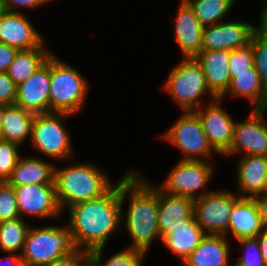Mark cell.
Returning a JSON list of instances; mask_svg holds the SVG:
<instances>
[{"label":"cell","mask_w":267,"mask_h":266,"mask_svg":"<svg viewBox=\"0 0 267 266\" xmlns=\"http://www.w3.org/2000/svg\"><path fill=\"white\" fill-rule=\"evenodd\" d=\"M209 164L201 160H180L160 189L166 193L189 197L193 200L206 195L211 191L200 190L207 185L213 174L214 170Z\"/></svg>","instance_id":"obj_10"},{"label":"cell","mask_w":267,"mask_h":266,"mask_svg":"<svg viewBox=\"0 0 267 266\" xmlns=\"http://www.w3.org/2000/svg\"><path fill=\"white\" fill-rule=\"evenodd\" d=\"M16 89V84L8 77V74L0 72V104H15Z\"/></svg>","instance_id":"obj_37"},{"label":"cell","mask_w":267,"mask_h":266,"mask_svg":"<svg viewBox=\"0 0 267 266\" xmlns=\"http://www.w3.org/2000/svg\"><path fill=\"white\" fill-rule=\"evenodd\" d=\"M195 59L201 65L208 89L217 98H220L227 91L231 82L230 51L201 50Z\"/></svg>","instance_id":"obj_18"},{"label":"cell","mask_w":267,"mask_h":266,"mask_svg":"<svg viewBox=\"0 0 267 266\" xmlns=\"http://www.w3.org/2000/svg\"><path fill=\"white\" fill-rule=\"evenodd\" d=\"M254 66L267 93V31L260 25L251 38Z\"/></svg>","instance_id":"obj_31"},{"label":"cell","mask_w":267,"mask_h":266,"mask_svg":"<svg viewBox=\"0 0 267 266\" xmlns=\"http://www.w3.org/2000/svg\"><path fill=\"white\" fill-rule=\"evenodd\" d=\"M264 193H267V177H266V185H265V188H264Z\"/></svg>","instance_id":"obj_45"},{"label":"cell","mask_w":267,"mask_h":266,"mask_svg":"<svg viewBox=\"0 0 267 266\" xmlns=\"http://www.w3.org/2000/svg\"><path fill=\"white\" fill-rule=\"evenodd\" d=\"M206 235L193 216L183 226L171 229V233L162 241L173 254L184 262Z\"/></svg>","instance_id":"obj_26"},{"label":"cell","mask_w":267,"mask_h":266,"mask_svg":"<svg viewBox=\"0 0 267 266\" xmlns=\"http://www.w3.org/2000/svg\"><path fill=\"white\" fill-rule=\"evenodd\" d=\"M89 262V252L77 248L75 251L54 260L47 266H86Z\"/></svg>","instance_id":"obj_36"},{"label":"cell","mask_w":267,"mask_h":266,"mask_svg":"<svg viewBox=\"0 0 267 266\" xmlns=\"http://www.w3.org/2000/svg\"><path fill=\"white\" fill-rule=\"evenodd\" d=\"M163 88L185 112L199 109V99L205 93H209L212 100L217 98L208 89L201 65L195 58L182 59L172 69Z\"/></svg>","instance_id":"obj_6"},{"label":"cell","mask_w":267,"mask_h":266,"mask_svg":"<svg viewBox=\"0 0 267 266\" xmlns=\"http://www.w3.org/2000/svg\"><path fill=\"white\" fill-rule=\"evenodd\" d=\"M50 56L49 112L74 114L82 109L89 83L72 66Z\"/></svg>","instance_id":"obj_4"},{"label":"cell","mask_w":267,"mask_h":266,"mask_svg":"<svg viewBox=\"0 0 267 266\" xmlns=\"http://www.w3.org/2000/svg\"><path fill=\"white\" fill-rule=\"evenodd\" d=\"M54 169V165L37 157H20L6 182L13 187L54 184Z\"/></svg>","instance_id":"obj_23"},{"label":"cell","mask_w":267,"mask_h":266,"mask_svg":"<svg viewBox=\"0 0 267 266\" xmlns=\"http://www.w3.org/2000/svg\"><path fill=\"white\" fill-rule=\"evenodd\" d=\"M260 27L238 21L219 22L203 29L201 50H228L250 44L254 32Z\"/></svg>","instance_id":"obj_12"},{"label":"cell","mask_w":267,"mask_h":266,"mask_svg":"<svg viewBox=\"0 0 267 266\" xmlns=\"http://www.w3.org/2000/svg\"><path fill=\"white\" fill-rule=\"evenodd\" d=\"M76 249L71 230L67 225L30 227L20 256L24 266H47Z\"/></svg>","instance_id":"obj_5"},{"label":"cell","mask_w":267,"mask_h":266,"mask_svg":"<svg viewBox=\"0 0 267 266\" xmlns=\"http://www.w3.org/2000/svg\"><path fill=\"white\" fill-rule=\"evenodd\" d=\"M260 25L267 31V2H264V8L260 15Z\"/></svg>","instance_id":"obj_43"},{"label":"cell","mask_w":267,"mask_h":266,"mask_svg":"<svg viewBox=\"0 0 267 266\" xmlns=\"http://www.w3.org/2000/svg\"><path fill=\"white\" fill-rule=\"evenodd\" d=\"M230 76V85L220 97L221 100L228 92L231 97L238 96L248 99L254 105L253 109L267 110V93L255 66L251 67V72L230 73Z\"/></svg>","instance_id":"obj_24"},{"label":"cell","mask_w":267,"mask_h":266,"mask_svg":"<svg viewBox=\"0 0 267 266\" xmlns=\"http://www.w3.org/2000/svg\"><path fill=\"white\" fill-rule=\"evenodd\" d=\"M266 109H253L248 119L234 123L233 139L230 148L223 155H245L267 157V120Z\"/></svg>","instance_id":"obj_11"},{"label":"cell","mask_w":267,"mask_h":266,"mask_svg":"<svg viewBox=\"0 0 267 266\" xmlns=\"http://www.w3.org/2000/svg\"><path fill=\"white\" fill-rule=\"evenodd\" d=\"M86 266H93V265L91 264V262H89Z\"/></svg>","instance_id":"obj_46"},{"label":"cell","mask_w":267,"mask_h":266,"mask_svg":"<svg viewBox=\"0 0 267 266\" xmlns=\"http://www.w3.org/2000/svg\"><path fill=\"white\" fill-rule=\"evenodd\" d=\"M138 173L127 174V193L130 203L126 218L121 211V224L125 223L126 229L132 237L134 250L147 253L152 241L160 237L158 229V187L150 185ZM124 218V220H123Z\"/></svg>","instance_id":"obj_2"},{"label":"cell","mask_w":267,"mask_h":266,"mask_svg":"<svg viewBox=\"0 0 267 266\" xmlns=\"http://www.w3.org/2000/svg\"><path fill=\"white\" fill-rule=\"evenodd\" d=\"M254 57L251 43L230 51L229 73L251 72Z\"/></svg>","instance_id":"obj_34"},{"label":"cell","mask_w":267,"mask_h":266,"mask_svg":"<svg viewBox=\"0 0 267 266\" xmlns=\"http://www.w3.org/2000/svg\"><path fill=\"white\" fill-rule=\"evenodd\" d=\"M50 57L27 80L17 85L15 104L34 114L49 113Z\"/></svg>","instance_id":"obj_15"},{"label":"cell","mask_w":267,"mask_h":266,"mask_svg":"<svg viewBox=\"0 0 267 266\" xmlns=\"http://www.w3.org/2000/svg\"><path fill=\"white\" fill-rule=\"evenodd\" d=\"M240 198L234 192L214 190L194 200V218L206 234L228 235L233 204Z\"/></svg>","instance_id":"obj_9"},{"label":"cell","mask_w":267,"mask_h":266,"mask_svg":"<svg viewBox=\"0 0 267 266\" xmlns=\"http://www.w3.org/2000/svg\"><path fill=\"white\" fill-rule=\"evenodd\" d=\"M4 110H5V105L0 104V133H1V128H2V120L4 116Z\"/></svg>","instance_id":"obj_44"},{"label":"cell","mask_w":267,"mask_h":266,"mask_svg":"<svg viewBox=\"0 0 267 266\" xmlns=\"http://www.w3.org/2000/svg\"><path fill=\"white\" fill-rule=\"evenodd\" d=\"M30 226L21 217L0 222V249L8 254L22 252Z\"/></svg>","instance_id":"obj_28"},{"label":"cell","mask_w":267,"mask_h":266,"mask_svg":"<svg viewBox=\"0 0 267 266\" xmlns=\"http://www.w3.org/2000/svg\"><path fill=\"white\" fill-rule=\"evenodd\" d=\"M256 238L262 253V258L267 266V228H264Z\"/></svg>","instance_id":"obj_41"},{"label":"cell","mask_w":267,"mask_h":266,"mask_svg":"<svg viewBox=\"0 0 267 266\" xmlns=\"http://www.w3.org/2000/svg\"><path fill=\"white\" fill-rule=\"evenodd\" d=\"M175 23V39L183 58H195L202 49L204 27L187 2H181Z\"/></svg>","instance_id":"obj_19"},{"label":"cell","mask_w":267,"mask_h":266,"mask_svg":"<svg viewBox=\"0 0 267 266\" xmlns=\"http://www.w3.org/2000/svg\"><path fill=\"white\" fill-rule=\"evenodd\" d=\"M41 47L29 50H18L7 71L8 77L17 85L27 80L41 66H43L52 52Z\"/></svg>","instance_id":"obj_27"},{"label":"cell","mask_w":267,"mask_h":266,"mask_svg":"<svg viewBox=\"0 0 267 266\" xmlns=\"http://www.w3.org/2000/svg\"><path fill=\"white\" fill-rule=\"evenodd\" d=\"M235 0H188L187 3L203 27L222 22Z\"/></svg>","instance_id":"obj_29"},{"label":"cell","mask_w":267,"mask_h":266,"mask_svg":"<svg viewBox=\"0 0 267 266\" xmlns=\"http://www.w3.org/2000/svg\"><path fill=\"white\" fill-rule=\"evenodd\" d=\"M50 0H0V9L7 12H20L16 11L17 6L25 8H38V6L45 5ZM45 3V4H44ZM15 7V8H14ZM15 9V10H14Z\"/></svg>","instance_id":"obj_38"},{"label":"cell","mask_w":267,"mask_h":266,"mask_svg":"<svg viewBox=\"0 0 267 266\" xmlns=\"http://www.w3.org/2000/svg\"><path fill=\"white\" fill-rule=\"evenodd\" d=\"M54 169V185L61 210L83 201L97 199L114 185L106 173L94 164L78 163Z\"/></svg>","instance_id":"obj_3"},{"label":"cell","mask_w":267,"mask_h":266,"mask_svg":"<svg viewBox=\"0 0 267 266\" xmlns=\"http://www.w3.org/2000/svg\"><path fill=\"white\" fill-rule=\"evenodd\" d=\"M166 132L163 138L183 152L184 157L181 160L206 161L215 151L195 112H184Z\"/></svg>","instance_id":"obj_8"},{"label":"cell","mask_w":267,"mask_h":266,"mask_svg":"<svg viewBox=\"0 0 267 266\" xmlns=\"http://www.w3.org/2000/svg\"><path fill=\"white\" fill-rule=\"evenodd\" d=\"M69 115L62 112L35 114L28 138L40 153L60 160L74 157L68 130L61 121Z\"/></svg>","instance_id":"obj_7"},{"label":"cell","mask_w":267,"mask_h":266,"mask_svg":"<svg viewBox=\"0 0 267 266\" xmlns=\"http://www.w3.org/2000/svg\"><path fill=\"white\" fill-rule=\"evenodd\" d=\"M194 216V200L166 193L158 187V229L163 240L171 229L183 226Z\"/></svg>","instance_id":"obj_17"},{"label":"cell","mask_w":267,"mask_h":266,"mask_svg":"<svg viewBox=\"0 0 267 266\" xmlns=\"http://www.w3.org/2000/svg\"><path fill=\"white\" fill-rule=\"evenodd\" d=\"M253 198H239L232 207L228 233L234 239L257 237L264 229Z\"/></svg>","instance_id":"obj_21"},{"label":"cell","mask_w":267,"mask_h":266,"mask_svg":"<svg viewBox=\"0 0 267 266\" xmlns=\"http://www.w3.org/2000/svg\"><path fill=\"white\" fill-rule=\"evenodd\" d=\"M18 49L0 42V72L7 73Z\"/></svg>","instance_id":"obj_39"},{"label":"cell","mask_w":267,"mask_h":266,"mask_svg":"<svg viewBox=\"0 0 267 266\" xmlns=\"http://www.w3.org/2000/svg\"><path fill=\"white\" fill-rule=\"evenodd\" d=\"M263 226L267 228V193L253 197Z\"/></svg>","instance_id":"obj_40"},{"label":"cell","mask_w":267,"mask_h":266,"mask_svg":"<svg viewBox=\"0 0 267 266\" xmlns=\"http://www.w3.org/2000/svg\"><path fill=\"white\" fill-rule=\"evenodd\" d=\"M220 98L211 100L206 107L195 111L201 120L203 131L215 152L224 154L231 146L234 123L227 111L220 107Z\"/></svg>","instance_id":"obj_14"},{"label":"cell","mask_w":267,"mask_h":266,"mask_svg":"<svg viewBox=\"0 0 267 266\" xmlns=\"http://www.w3.org/2000/svg\"><path fill=\"white\" fill-rule=\"evenodd\" d=\"M16 143L0 139V182L7 181L20 158Z\"/></svg>","instance_id":"obj_32"},{"label":"cell","mask_w":267,"mask_h":266,"mask_svg":"<svg viewBox=\"0 0 267 266\" xmlns=\"http://www.w3.org/2000/svg\"><path fill=\"white\" fill-rule=\"evenodd\" d=\"M20 217L15 189L6 181L0 182V222Z\"/></svg>","instance_id":"obj_33"},{"label":"cell","mask_w":267,"mask_h":266,"mask_svg":"<svg viewBox=\"0 0 267 266\" xmlns=\"http://www.w3.org/2000/svg\"><path fill=\"white\" fill-rule=\"evenodd\" d=\"M0 42L18 50L38 48L44 44L42 35L36 31L24 14L1 9Z\"/></svg>","instance_id":"obj_16"},{"label":"cell","mask_w":267,"mask_h":266,"mask_svg":"<svg viewBox=\"0 0 267 266\" xmlns=\"http://www.w3.org/2000/svg\"><path fill=\"white\" fill-rule=\"evenodd\" d=\"M127 196L125 175L103 196L68 207L70 222L67 226L78 249L90 253L105 246L109 236L122 225V204Z\"/></svg>","instance_id":"obj_1"},{"label":"cell","mask_w":267,"mask_h":266,"mask_svg":"<svg viewBox=\"0 0 267 266\" xmlns=\"http://www.w3.org/2000/svg\"><path fill=\"white\" fill-rule=\"evenodd\" d=\"M237 184L241 198H253L264 193L267 177V157L244 155L239 159ZM249 194V195H247Z\"/></svg>","instance_id":"obj_20"},{"label":"cell","mask_w":267,"mask_h":266,"mask_svg":"<svg viewBox=\"0 0 267 266\" xmlns=\"http://www.w3.org/2000/svg\"><path fill=\"white\" fill-rule=\"evenodd\" d=\"M225 235L207 234L184 260L185 266H229V245Z\"/></svg>","instance_id":"obj_22"},{"label":"cell","mask_w":267,"mask_h":266,"mask_svg":"<svg viewBox=\"0 0 267 266\" xmlns=\"http://www.w3.org/2000/svg\"><path fill=\"white\" fill-rule=\"evenodd\" d=\"M34 117V113L16 104L5 105L0 139L21 146L25 139L31 136Z\"/></svg>","instance_id":"obj_25"},{"label":"cell","mask_w":267,"mask_h":266,"mask_svg":"<svg viewBox=\"0 0 267 266\" xmlns=\"http://www.w3.org/2000/svg\"><path fill=\"white\" fill-rule=\"evenodd\" d=\"M245 246V254L233 266H266L256 237L237 240Z\"/></svg>","instance_id":"obj_35"},{"label":"cell","mask_w":267,"mask_h":266,"mask_svg":"<svg viewBox=\"0 0 267 266\" xmlns=\"http://www.w3.org/2000/svg\"><path fill=\"white\" fill-rule=\"evenodd\" d=\"M103 248L94 249L89 253L90 262L93 266L101 265ZM144 255L146 254L141 251L127 247L123 251L116 252L101 266H142Z\"/></svg>","instance_id":"obj_30"},{"label":"cell","mask_w":267,"mask_h":266,"mask_svg":"<svg viewBox=\"0 0 267 266\" xmlns=\"http://www.w3.org/2000/svg\"><path fill=\"white\" fill-rule=\"evenodd\" d=\"M19 215L43 218L59 217L62 212L54 184H33L14 187Z\"/></svg>","instance_id":"obj_13"},{"label":"cell","mask_w":267,"mask_h":266,"mask_svg":"<svg viewBox=\"0 0 267 266\" xmlns=\"http://www.w3.org/2000/svg\"><path fill=\"white\" fill-rule=\"evenodd\" d=\"M11 256L6 257L5 259L0 258V262L2 260H5V262L9 263V264H13V266H24L23 264V260L20 256V254H10Z\"/></svg>","instance_id":"obj_42"}]
</instances>
